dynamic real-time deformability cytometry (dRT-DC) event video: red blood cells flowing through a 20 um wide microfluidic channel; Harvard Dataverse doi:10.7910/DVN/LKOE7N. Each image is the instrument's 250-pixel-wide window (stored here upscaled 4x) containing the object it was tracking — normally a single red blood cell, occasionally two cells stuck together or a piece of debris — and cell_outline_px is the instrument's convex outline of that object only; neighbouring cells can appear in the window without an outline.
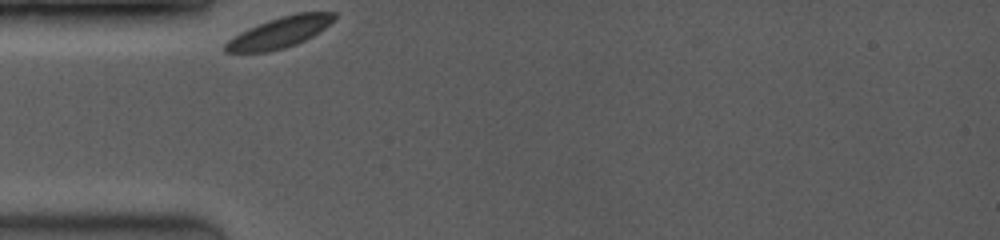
{"species": "common noctule bat (a hibernating species)", "species_latin": "Nyctalus noctula", "temperature_condition": "room temperature", "stored_images_in_passage": 27, "camera_frame_rate_fps": 3500, "um_per_image_px": 0.085, "animal": {"sex": "female", "body_mass_g": 19.0, "forearm_length_mm": 53.3}, "frame": {"image": 1, "passage_image": 1, "time_ms": 0.0, "image_size_px": [1000, 240], "cell_outline_px": [[336, 16], [324, 28], [312, 36], [296, 44], [284, 48], [268, 52], [224, 52], [224, 44], [228, 40], [240, 32], [248, 28], [268, 20], [280, 16], [296, 12], [336, 12]], "centroid_in_image_um": [23.74, 2.75], "position_along_channel_um": 61.3, "area_um2": 19.42}}
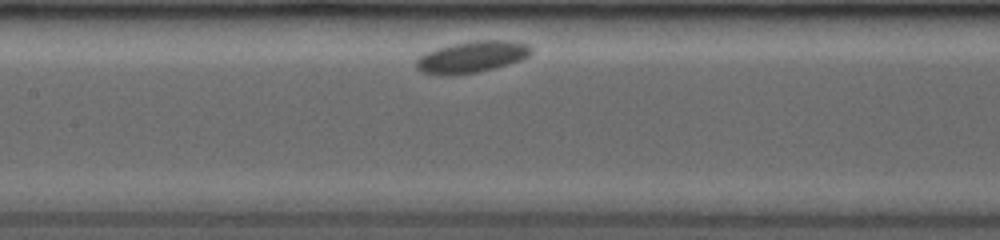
{"frame": {"image": 2, "passage_image": 9, "time_ms": 3.143, "image_size_px": [1000, 240], "cell_outline_px": [[532, 52], [528, 56], [520, 60], [496, 68], [480, 72], [448, 76], [436, 76], [420, 72], [416, 68], [416, 60], [424, 52], [436, 48], [452, 44], [472, 40], [504, 40], [528, 44], [532, 48]], "centroid_in_image_um": [40.05, 4.86], "position_along_channel_um": 167.3, "area_um2": 21.56}}
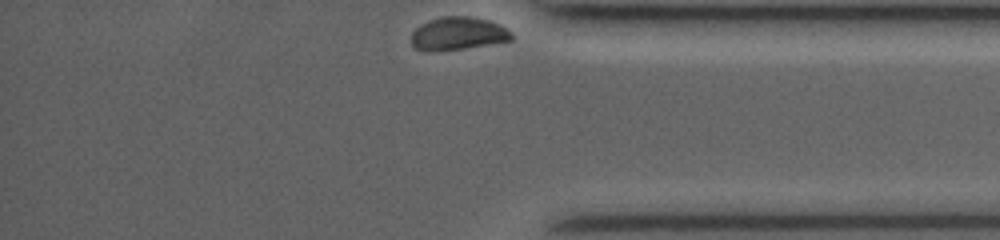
{"frame": {"image": 3, "passage_image": 26, "time_ms": 9.714, "image_size_px": [1000, 240], "cell_outline_px": [[516, 36], [512, 40], [460, 48], [416, 48], [412, 44], [412, 32], [416, 28], [428, 20], [440, 16], [468, 16], [488, 20], [500, 24], [508, 28]], "centroid_in_image_um": [39.02, 2.79], "position_along_channel_um": 396.2, "area_um2": 18.61}, "authors_computed_cell_mechanics": {"area_um2": 20.1144, "velocity_mm_per_s": 3.4651, "shape_relaxation_time_tau1_ms": 5.0829, "shape_relaxation_time_tau2_ms": null, "deformation_change_tau1": 0.0567, "deformation_change_tau2": null}}